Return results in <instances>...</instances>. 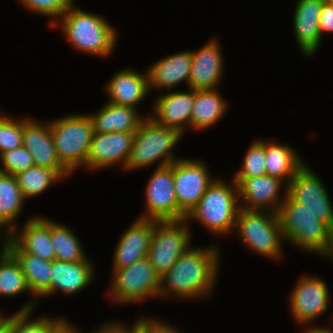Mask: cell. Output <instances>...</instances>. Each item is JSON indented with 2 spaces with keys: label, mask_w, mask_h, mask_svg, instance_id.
I'll list each match as a JSON object with an SVG mask.
<instances>
[{
  "label": "cell",
  "mask_w": 333,
  "mask_h": 333,
  "mask_svg": "<svg viewBox=\"0 0 333 333\" xmlns=\"http://www.w3.org/2000/svg\"><path fill=\"white\" fill-rule=\"evenodd\" d=\"M90 333V332H89ZM91 333H115L106 323H102L97 328L91 331Z\"/></svg>",
  "instance_id": "44"
},
{
  "label": "cell",
  "mask_w": 333,
  "mask_h": 333,
  "mask_svg": "<svg viewBox=\"0 0 333 333\" xmlns=\"http://www.w3.org/2000/svg\"><path fill=\"white\" fill-rule=\"evenodd\" d=\"M106 83L105 92L111 103L137 109L138 104L150 94L147 71L143 73L134 68L120 69Z\"/></svg>",
  "instance_id": "23"
},
{
  "label": "cell",
  "mask_w": 333,
  "mask_h": 333,
  "mask_svg": "<svg viewBox=\"0 0 333 333\" xmlns=\"http://www.w3.org/2000/svg\"><path fill=\"white\" fill-rule=\"evenodd\" d=\"M22 146L32 154L35 166L68 171L57 156L49 121L40 122L30 116L23 118Z\"/></svg>",
  "instance_id": "19"
},
{
  "label": "cell",
  "mask_w": 333,
  "mask_h": 333,
  "mask_svg": "<svg viewBox=\"0 0 333 333\" xmlns=\"http://www.w3.org/2000/svg\"><path fill=\"white\" fill-rule=\"evenodd\" d=\"M0 172L15 175L35 166L32 154L23 146L0 154Z\"/></svg>",
  "instance_id": "37"
},
{
  "label": "cell",
  "mask_w": 333,
  "mask_h": 333,
  "mask_svg": "<svg viewBox=\"0 0 333 333\" xmlns=\"http://www.w3.org/2000/svg\"><path fill=\"white\" fill-rule=\"evenodd\" d=\"M23 119L14 118L0 110V154L22 146Z\"/></svg>",
  "instance_id": "35"
},
{
  "label": "cell",
  "mask_w": 333,
  "mask_h": 333,
  "mask_svg": "<svg viewBox=\"0 0 333 333\" xmlns=\"http://www.w3.org/2000/svg\"><path fill=\"white\" fill-rule=\"evenodd\" d=\"M266 175L265 140L256 139L251 143L244 155L241 168L233 178H250Z\"/></svg>",
  "instance_id": "34"
},
{
  "label": "cell",
  "mask_w": 333,
  "mask_h": 333,
  "mask_svg": "<svg viewBox=\"0 0 333 333\" xmlns=\"http://www.w3.org/2000/svg\"><path fill=\"white\" fill-rule=\"evenodd\" d=\"M33 312H14L9 316V333H59L68 318L40 315L32 319Z\"/></svg>",
  "instance_id": "33"
},
{
  "label": "cell",
  "mask_w": 333,
  "mask_h": 333,
  "mask_svg": "<svg viewBox=\"0 0 333 333\" xmlns=\"http://www.w3.org/2000/svg\"><path fill=\"white\" fill-rule=\"evenodd\" d=\"M319 26L323 39L324 33H333V5L324 2L320 12Z\"/></svg>",
  "instance_id": "40"
},
{
  "label": "cell",
  "mask_w": 333,
  "mask_h": 333,
  "mask_svg": "<svg viewBox=\"0 0 333 333\" xmlns=\"http://www.w3.org/2000/svg\"><path fill=\"white\" fill-rule=\"evenodd\" d=\"M182 136L178 130L160 125L146 115L135 132L125 171L148 168L157 161L156 168L172 164L179 159L173 149Z\"/></svg>",
  "instance_id": "5"
},
{
  "label": "cell",
  "mask_w": 333,
  "mask_h": 333,
  "mask_svg": "<svg viewBox=\"0 0 333 333\" xmlns=\"http://www.w3.org/2000/svg\"><path fill=\"white\" fill-rule=\"evenodd\" d=\"M278 216L284 241L303 252L313 253L333 261V230L299 202L288 195Z\"/></svg>",
  "instance_id": "3"
},
{
  "label": "cell",
  "mask_w": 333,
  "mask_h": 333,
  "mask_svg": "<svg viewBox=\"0 0 333 333\" xmlns=\"http://www.w3.org/2000/svg\"><path fill=\"white\" fill-rule=\"evenodd\" d=\"M325 0H297L293 14V33L304 57L315 55L322 43L319 26L320 12Z\"/></svg>",
  "instance_id": "20"
},
{
  "label": "cell",
  "mask_w": 333,
  "mask_h": 333,
  "mask_svg": "<svg viewBox=\"0 0 333 333\" xmlns=\"http://www.w3.org/2000/svg\"><path fill=\"white\" fill-rule=\"evenodd\" d=\"M234 231L246 248L256 254L277 261L284 257V237L278 213L240 208Z\"/></svg>",
  "instance_id": "7"
},
{
  "label": "cell",
  "mask_w": 333,
  "mask_h": 333,
  "mask_svg": "<svg viewBox=\"0 0 333 333\" xmlns=\"http://www.w3.org/2000/svg\"><path fill=\"white\" fill-rule=\"evenodd\" d=\"M223 180L216 177L185 219L196 221L209 233L225 237L234 230L240 202L236 183L231 180L229 185Z\"/></svg>",
  "instance_id": "4"
},
{
  "label": "cell",
  "mask_w": 333,
  "mask_h": 333,
  "mask_svg": "<svg viewBox=\"0 0 333 333\" xmlns=\"http://www.w3.org/2000/svg\"><path fill=\"white\" fill-rule=\"evenodd\" d=\"M24 224L23 227L14 228L8 237L25 253L50 262L55 260V251L51 244V219L35 215Z\"/></svg>",
  "instance_id": "22"
},
{
  "label": "cell",
  "mask_w": 333,
  "mask_h": 333,
  "mask_svg": "<svg viewBox=\"0 0 333 333\" xmlns=\"http://www.w3.org/2000/svg\"><path fill=\"white\" fill-rule=\"evenodd\" d=\"M72 176L69 171H55L54 169L32 166L15 174L18 186L24 199L37 197L44 193L51 185Z\"/></svg>",
  "instance_id": "29"
},
{
  "label": "cell",
  "mask_w": 333,
  "mask_h": 333,
  "mask_svg": "<svg viewBox=\"0 0 333 333\" xmlns=\"http://www.w3.org/2000/svg\"><path fill=\"white\" fill-rule=\"evenodd\" d=\"M203 159L182 158L173 162L174 189L178 202V220L185 219L196 207L206 189L216 178L211 177Z\"/></svg>",
  "instance_id": "10"
},
{
  "label": "cell",
  "mask_w": 333,
  "mask_h": 333,
  "mask_svg": "<svg viewBox=\"0 0 333 333\" xmlns=\"http://www.w3.org/2000/svg\"><path fill=\"white\" fill-rule=\"evenodd\" d=\"M304 161L299 153L285 142L265 140L266 175L277 177L288 184Z\"/></svg>",
  "instance_id": "27"
},
{
  "label": "cell",
  "mask_w": 333,
  "mask_h": 333,
  "mask_svg": "<svg viewBox=\"0 0 333 333\" xmlns=\"http://www.w3.org/2000/svg\"><path fill=\"white\" fill-rule=\"evenodd\" d=\"M325 2L333 5V0H325Z\"/></svg>",
  "instance_id": "47"
},
{
  "label": "cell",
  "mask_w": 333,
  "mask_h": 333,
  "mask_svg": "<svg viewBox=\"0 0 333 333\" xmlns=\"http://www.w3.org/2000/svg\"><path fill=\"white\" fill-rule=\"evenodd\" d=\"M1 236H3V238ZM8 236L9 234L2 227H0V239L8 240Z\"/></svg>",
  "instance_id": "46"
},
{
  "label": "cell",
  "mask_w": 333,
  "mask_h": 333,
  "mask_svg": "<svg viewBox=\"0 0 333 333\" xmlns=\"http://www.w3.org/2000/svg\"><path fill=\"white\" fill-rule=\"evenodd\" d=\"M34 14L49 17L50 27L75 3V0H18ZM54 18V19H53Z\"/></svg>",
  "instance_id": "36"
},
{
  "label": "cell",
  "mask_w": 333,
  "mask_h": 333,
  "mask_svg": "<svg viewBox=\"0 0 333 333\" xmlns=\"http://www.w3.org/2000/svg\"><path fill=\"white\" fill-rule=\"evenodd\" d=\"M220 42L211 38L199 50H192V63L188 88L206 90L218 88L223 76L224 59Z\"/></svg>",
  "instance_id": "16"
},
{
  "label": "cell",
  "mask_w": 333,
  "mask_h": 333,
  "mask_svg": "<svg viewBox=\"0 0 333 333\" xmlns=\"http://www.w3.org/2000/svg\"><path fill=\"white\" fill-rule=\"evenodd\" d=\"M69 322L59 333H81V330Z\"/></svg>",
  "instance_id": "45"
},
{
  "label": "cell",
  "mask_w": 333,
  "mask_h": 333,
  "mask_svg": "<svg viewBox=\"0 0 333 333\" xmlns=\"http://www.w3.org/2000/svg\"><path fill=\"white\" fill-rule=\"evenodd\" d=\"M328 195L322 200L296 201L308 208L320 221L325 222L333 230V206Z\"/></svg>",
  "instance_id": "38"
},
{
  "label": "cell",
  "mask_w": 333,
  "mask_h": 333,
  "mask_svg": "<svg viewBox=\"0 0 333 333\" xmlns=\"http://www.w3.org/2000/svg\"><path fill=\"white\" fill-rule=\"evenodd\" d=\"M186 219L156 221L147 258L161 278L191 246V229Z\"/></svg>",
  "instance_id": "9"
},
{
  "label": "cell",
  "mask_w": 333,
  "mask_h": 333,
  "mask_svg": "<svg viewBox=\"0 0 333 333\" xmlns=\"http://www.w3.org/2000/svg\"><path fill=\"white\" fill-rule=\"evenodd\" d=\"M147 181L144 191L145 210L138 218L155 221L178 220V202L174 189L173 163L165 167L156 168Z\"/></svg>",
  "instance_id": "12"
},
{
  "label": "cell",
  "mask_w": 333,
  "mask_h": 333,
  "mask_svg": "<svg viewBox=\"0 0 333 333\" xmlns=\"http://www.w3.org/2000/svg\"><path fill=\"white\" fill-rule=\"evenodd\" d=\"M115 333H150V316L147 317L143 315L136 318L133 325L122 324L117 321L105 322Z\"/></svg>",
  "instance_id": "39"
},
{
  "label": "cell",
  "mask_w": 333,
  "mask_h": 333,
  "mask_svg": "<svg viewBox=\"0 0 333 333\" xmlns=\"http://www.w3.org/2000/svg\"><path fill=\"white\" fill-rule=\"evenodd\" d=\"M25 202L15 176L0 172V227L8 234L18 226Z\"/></svg>",
  "instance_id": "28"
},
{
  "label": "cell",
  "mask_w": 333,
  "mask_h": 333,
  "mask_svg": "<svg viewBox=\"0 0 333 333\" xmlns=\"http://www.w3.org/2000/svg\"><path fill=\"white\" fill-rule=\"evenodd\" d=\"M8 240H2L0 252V297L12 298L22 293L31 294L26 278L15 257L6 249Z\"/></svg>",
  "instance_id": "30"
},
{
  "label": "cell",
  "mask_w": 333,
  "mask_h": 333,
  "mask_svg": "<svg viewBox=\"0 0 333 333\" xmlns=\"http://www.w3.org/2000/svg\"><path fill=\"white\" fill-rule=\"evenodd\" d=\"M49 122L60 163L72 175L80 167L85 168L94 135L89 115L73 112Z\"/></svg>",
  "instance_id": "6"
},
{
  "label": "cell",
  "mask_w": 333,
  "mask_h": 333,
  "mask_svg": "<svg viewBox=\"0 0 333 333\" xmlns=\"http://www.w3.org/2000/svg\"><path fill=\"white\" fill-rule=\"evenodd\" d=\"M295 284L288 298L289 313L298 325L307 327L327 312L330 291L323 278L311 274L302 275Z\"/></svg>",
  "instance_id": "11"
},
{
  "label": "cell",
  "mask_w": 333,
  "mask_h": 333,
  "mask_svg": "<svg viewBox=\"0 0 333 333\" xmlns=\"http://www.w3.org/2000/svg\"><path fill=\"white\" fill-rule=\"evenodd\" d=\"M304 163L288 183L287 195L293 201H313L325 199L326 190L321 177Z\"/></svg>",
  "instance_id": "31"
},
{
  "label": "cell",
  "mask_w": 333,
  "mask_h": 333,
  "mask_svg": "<svg viewBox=\"0 0 333 333\" xmlns=\"http://www.w3.org/2000/svg\"><path fill=\"white\" fill-rule=\"evenodd\" d=\"M155 220L136 218L126 229L115 246L112 270L130 266L147 257Z\"/></svg>",
  "instance_id": "18"
},
{
  "label": "cell",
  "mask_w": 333,
  "mask_h": 333,
  "mask_svg": "<svg viewBox=\"0 0 333 333\" xmlns=\"http://www.w3.org/2000/svg\"><path fill=\"white\" fill-rule=\"evenodd\" d=\"M91 258L79 262L53 260L50 274V296L58 292L74 296L90 286L96 277L95 265Z\"/></svg>",
  "instance_id": "21"
},
{
  "label": "cell",
  "mask_w": 333,
  "mask_h": 333,
  "mask_svg": "<svg viewBox=\"0 0 333 333\" xmlns=\"http://www.w3.org/2000/svg\"><path fill=\"white\" fill-rule=\"evenodd\" d=\"M109 302L121 305L137 304L151 297L159 299L160 277L148 258L136 261L128 267L112 270Z\"/></svg>",
  "instance_id": "8"
},
{
  "label": "cell",
  "mask_w": 333,
  "mask_h": 333,
  "mask_svg": "<svg viewBox=\"0 0 333 333\" xmlns=\"http://www.w3.org/2000/svg\"><path fill=\"white\" fill-rule=\"evenodd\" d=\"M99 14L86 12L75 3L51 26L65 35L70 45L79 52L97 57L113 54L118 31Z\"/></svg>",
  "instance_id": "2"
},
{
  "label": "cell",
  "mask_w": 333,
  "mask_h": 333,
  "mask_svg": "<svg viewBox=\"0 0 333 333\" xmlns=\"http://www.w3.org/2000/svg\"><path fill=\"white\" fill-rule=\"evenodd\" d=\"M51 244L55 260L79 262L86 260L87 254L74 230L51 219ZM86 254V255H85Z\"/></svg>",
  "instance_id": "32"
},
{
  "label": "cell",
  "mask_w": 333,
  "mask_h": 333,
  "mask_svg": "<svg viewBox=\"0 0 333 333\" xmlns=\"http://www.w3.org/2000/svg\"><path fill=\"white\" fill-rule=\"evenodd\" d=\"M183 330L176 328V324L168 323L158 318L150 317V333H183Z\"/></svg>",
  "instance_id": "41"
},
{
  "label": "cell",
  "mask_w": 333,
  "mask_h": 333,
  "mask_svg": "<svg viewBox=\"0 0 333 333\" xmlns=\"http://www.w3.org/2000/svg\"><path fill=\"white\" fill-rule=\"evenodd\" d=\"M88 115L94 133L136 132L145 118L138 109L109 101L99 111Z\"/></svg>",
  "instance_id": "25"
},
{
  "label": "cell",
  "mask_w": 333,
  "mask_h": 333,
  "mask_svg": "<svg viewBox=\"0 0 333 333\" xmlns=\"http://www.w3.org/2000/svg\"><path fill=\"white\" fill-rule=\"evenodd\" d=\"M218 90L219 88L194 90V105L190 117L192 130L208 129L227 113L229 102L223 99Z\"/></svg>",
  "instance_id": "26"
},
{
  "label": "cell",
  "mask_w": 333,
  "mask_h": 333,
  "mask_svg": "<svg viewBox=\"0 0 333 333\" xmlns=\"http://www.w3.org/2000/svg\"><path fill=\"white\" fill-rule=\"evenodd\" d=\"M238 188L240 208L278 213L287 197L288 184L273 176L232 178ZM282 193V198L280 194ZM281 191V192H280Z\"/></svg>",
  "instance_id": "13"
},
{
  "label": "cell",
  "mask_w": 333,
  "mask_h": 333,
  "mask_svg": "<svg viewBox=\"0 0 333 333\" xmlns=\"http://www.w3.org/2000/svg\"><path fill=\"white\" fill-rule=\"evenodd\" d=\"M192 51L186 50L163 57L147 69L149 90L169 91L181 83L187 84L190 77Z\"/></svg>",
  "instance_id": "24"
},
{
  "label": "cell",
  "mask_w": 333,
  "mask_h": 333,
  "mask_svg": "<svg viewBox=\"0 0 333 333\" xmlns=\"http://www.w3.org/2000/svg\"><path fill=\"white\" fill-rule=\"evenodd\" d=\"M135 132L94 133L85 163L88 171H98L117 164L124 171Z\"/></svg>",
  "instance_id": "14"
},
{
  "label": "cell",
  "mask_w": 333,
  "mask_h": 333,
  "mask_svg": "<svg viewBox=\"0 0 333 333\" xmlns=\"http://www.w3.org/2000/svg\"><path fill=\"white\" fill-rule=\"evenodd\" d=\"M6 249L18 261L33 296L15 312H34L41 298L50 297L51 262L23 252L9 237Z\"/></svg>",
  "instance_id": "15"
},
{
  "label": "cell",
  "mask_w": 333,
  "mask_h": 333,
  "mask_svg": "<svg viewBox=\"0 0 333 333\" xmlns=\"http://www.w3.org/2000/svg\"><path fill=\"white\" fill-rule=\"evenodd\" d=\"M330 319L328 321H331L330 324H331V329L330 328H326L325 327H322L320 324H314V325H310L308 326L307 328H305L304 331H302L301 333H333V312H332V315H330L329 317Z\"/></svg>",
  "instance_id": "42"
},
{
  "label": "cell",
  "mask_w": 333,
  "mask_h": 333,
  "mask_svg": "<svg viewBox=\"0 0 333 333\" xmlns=\"http://www.w3.org/2000/svg\"><path fill=\"white\" fill-rule=\"evenodd\" d=\"M156 97L149 116L158 124L174 128L184 135L187 128H190L194 89L174 92L170 90Z\"/></svg>",
  "instance_id": "17"
},
{
  "label": "cell",
  "mask_w": 333,
  "mask_h": 333,
  "mask_svg": "<svg viewBox=\"0 0 333 333\" xmlns=\"http://www.w3.org/2000/svg\"><path fill=\"white\" fill-rule=\"evenodd\" d=\"M220 250L217 245H192L160 278L159 298L174 296L182 301H196L212 296L219 277Z\"/></svg>",
  "instance_id": "1"
},
{
  "label": "cell",
  "mask_w": 333,
  "mask_h": 333,
  "mask_svg": "<svg viewBox=\"0 0 333 333\" xmlns=\"http://www.w3.org/2000/svg\"><path fill=\"white\" fill-rule=\"evenodd\" d=\"M0 333H9V316L4 313L0 317Z\"/></svg>",
  "instance_id": "43"
}]
</instances>
